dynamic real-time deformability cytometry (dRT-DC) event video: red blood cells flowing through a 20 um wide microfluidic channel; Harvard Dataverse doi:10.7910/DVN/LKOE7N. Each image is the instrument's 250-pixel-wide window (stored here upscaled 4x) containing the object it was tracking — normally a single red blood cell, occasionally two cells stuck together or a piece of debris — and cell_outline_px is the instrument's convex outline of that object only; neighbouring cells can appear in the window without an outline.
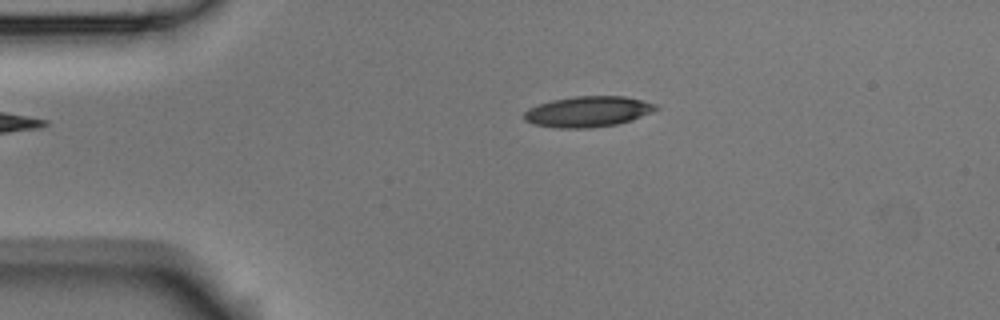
{"species": "Egyptian fruit bat (a non-hibernating species)", "species_latin": "Rousettus aegyptiacus", "temperature_condition": "room temperature", "stored_images_in_passage": 4, "camera_frame_rate_fps": 3000, "um_per_image_px": 0.085, "animal": {"sex": "male"}, "frame": {"image": 1, "passage_image": 3, "time_ms": 0.667, "image_size_px": [1000, 320], "cell_outline_px": [[660, 108], [652, 112], [632, 120], [616, 124], [588, 128], [556, 128], [532, 124], [524, 120], [524, 112], [528, 108], [552, 100], [572, 96], [624, 96], [656, 104]], "centroid_in_image_um": [49.96, 9.49], "position_along_channel_um": 35.0, "area_um2": 23.58}}